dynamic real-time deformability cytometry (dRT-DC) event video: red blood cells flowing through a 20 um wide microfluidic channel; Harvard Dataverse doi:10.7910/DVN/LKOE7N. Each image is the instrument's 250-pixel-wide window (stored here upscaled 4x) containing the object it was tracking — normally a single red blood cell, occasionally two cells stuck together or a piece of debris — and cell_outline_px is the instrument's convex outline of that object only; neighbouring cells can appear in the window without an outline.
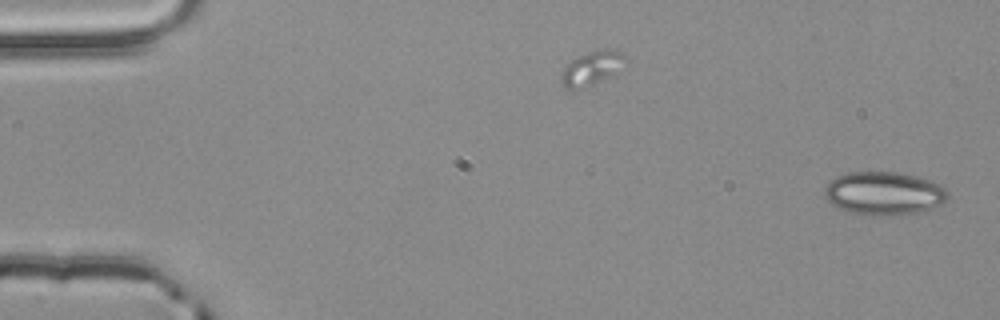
{"species": "common noctule bat (a hibernating species)", "species_latin": "Nyctalus noctula", "temperature_condition": "room temperature", "stored_images_in_passage": 53, "camera_frame_rate_fps": 3000, "um_per_image_px": 0.085, "animal": {"sex": "male", "body_mass_g": 20.4}, "frame": {"image": 1, "passage_image": 1, "time_ms": 0.0, "image_size_px": [1000, 320], "cell_outline_px": [[948, 200], [944, 204], [920, 212], [888, 216], [872, 216], [852, 212], [840, 208], [832, 204], [824, 196], [824, 188], [836, 176], [848, 172], [896, 172], [916, 176], [928, 180], [944, 188], [948, 192]], "centroid_in_image_um": [75.15, 16.45], "position_along_channel_um": 9.9, "area_um2": 31.1}}
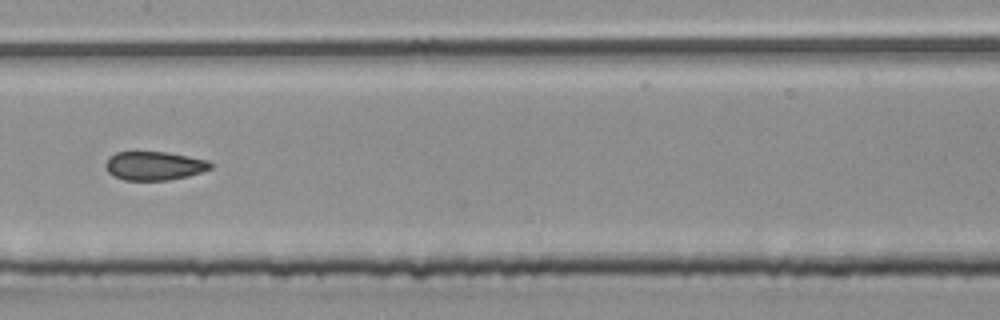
{"frame": {"image": 2, "passage_image": 27, "time_ms": 8.667, "image_size_px": [1000, 320], "cell_outline_px": [[212, 168], [188, 176], [168, 180], [124, 180], [108, 172], [104, 164], [108, 156], [116, 152], [164, 152], [188, 156], [208, 160], [212, 164]], "centroid_in_image_um": [13.09, 14.09], "position_along_channel_um": 194.3, "area_um2": 17.51}}
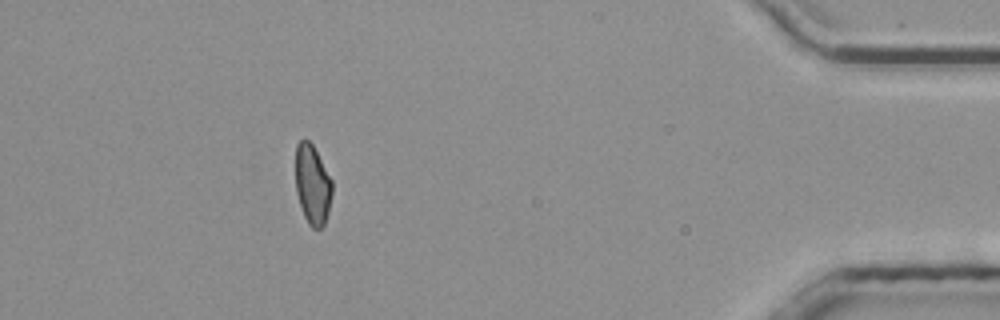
{"frame": {"image": 3, "passage_image": 48, "time_ms": 15.667, "image_size_px": [1000, 320], "cell_outline_px": [[332, 196], [328, 212], [324, 224], [320, 228], [312, 228], [308, 224], [304, 216], [296, 192], [296, 144], [300, 140], [308, 140], [312, 144], [332, 180]], "centroid_in_image_um": [26.56, 15.7], "position_along_channel_um": 408.6, "area_um2": 16.88}, "authors_computed_cell_mechanics": {"area_um2": 18.2648, "velocity_mm_per_s": 3.8819, "shape_relaxation_time_tau1_ms": 5.3298, "shape_relaxation_time_tau2_ms": 2.9247, "deformation_change_tau1": 0.1037, "deformation_change_tau2": 0.0809}}